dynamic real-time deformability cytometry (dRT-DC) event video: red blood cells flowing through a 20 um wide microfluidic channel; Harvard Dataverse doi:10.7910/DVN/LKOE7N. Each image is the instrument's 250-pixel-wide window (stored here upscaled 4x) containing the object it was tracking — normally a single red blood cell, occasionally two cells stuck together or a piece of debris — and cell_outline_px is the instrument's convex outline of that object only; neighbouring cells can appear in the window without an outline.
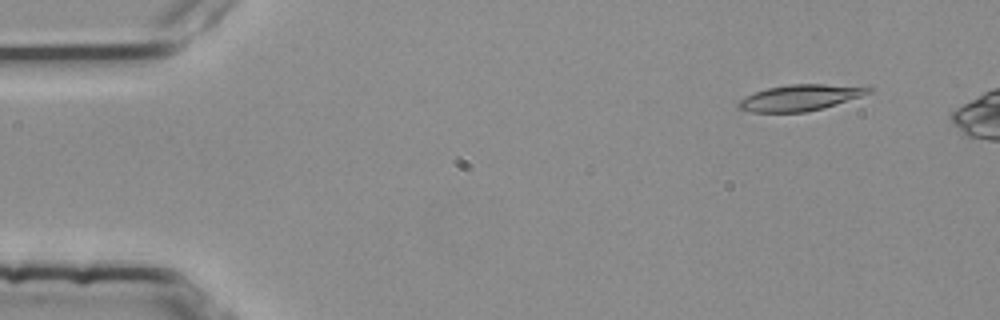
{"species": "common noctule bat (a hibernating species)", "species_latin": "Nyctalus noctula", "temperature_condition": "room temperature", "stored_images_in_passage": 47, "camera_frame_rate_fps": 3000, "um_per_image_px": 0.085, "animal": {"sex": "female", "body_mass_g": 25.1}, "frame": {"image": 1, "passage_image": 5, "time_ms": 1.333, "image_size_px": [1000, 320], "cell_outline_px": [[872, 92], [824, 108], [804, 112], [752, 112], [736, 108], [736, 104], [744, 96], [768, 88], [788, 84], [824, 84], [872, 88]], "centroid_in_image_um": [67.93, 8.31], "position_along_channel_um": 17.1, "area_um2": 19.54}}
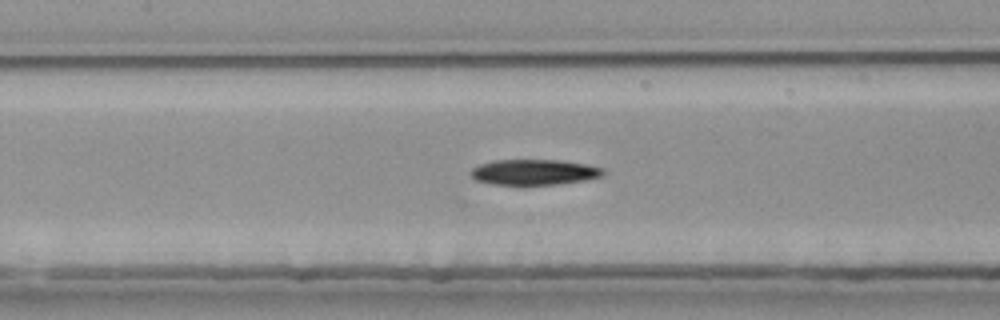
{"frame": {"image": 2, "passage_image": 24, "time_ms": 7.667, "image_size_px": [1000, 320], "cell_outline_px": [[608, 172], [604, 176], [584, 180], [556, 184], [496, 184], [476, 180], [468, 172], [472, 168], [480, 164], [496, 160], [560, 160], [584, 164], [604, 168]], "centroid_in_image_um": [45.44, 14.62], "position_along_channel_um": 162.0, "area_um2": 19.59}, "authors_computed_cell_mechanics": {"area_um2": 20.1144, "velocity_mm_per_s": 3.7902, "shape_relaxation_time_tau1_ms": 5.6354, "shape_relaxation_time_tau2_ms": null, "deformation_change_tau1": 0.1682, "deformation_change_tau2": null}}